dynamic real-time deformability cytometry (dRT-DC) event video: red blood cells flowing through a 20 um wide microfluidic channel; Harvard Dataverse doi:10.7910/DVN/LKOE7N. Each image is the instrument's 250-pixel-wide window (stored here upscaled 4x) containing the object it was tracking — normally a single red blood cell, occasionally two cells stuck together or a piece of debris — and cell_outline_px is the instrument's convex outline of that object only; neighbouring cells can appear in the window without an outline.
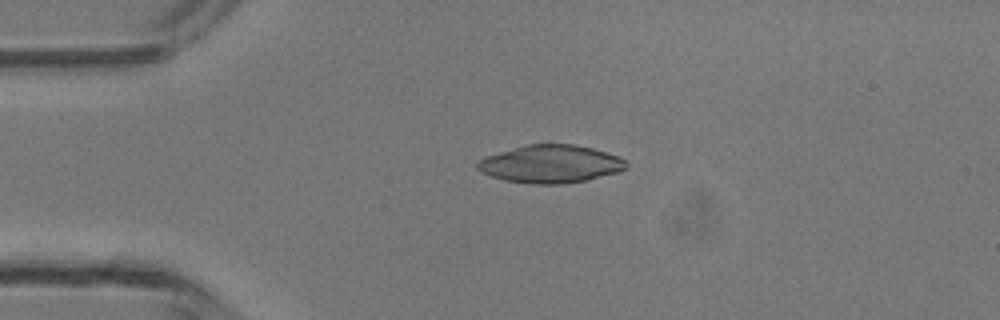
{"species": "common noctule bat (a hibernating species)", "species_latin": "Nyctalus noctula", "temperature_condition": "room temperature", "stored_images_in_passage": 3, "camera_frame_rate_fps": 3000, "um_per_image_px": 0.085, "animal": {"sex": "male", "body_mass_g": 13.3}, "frame": {"image": 1, "passage_image": 2, "time_ms": 2.0, "image_size_px": [1000, 320], "cell_outline_px": [[628, 168], [620, 172], [588, 180], [564, 184], [532, 184], [504, 180], [480, 172], [476, 168], [476, 160], [500, 152], [528, 144], [576, 144], [592, 148], [620, 156], [628, 164]], "centroid_in_image_um": [46.83, 13.95], "position_along_channel_um": 38.2, "area_um2": 33.06}}